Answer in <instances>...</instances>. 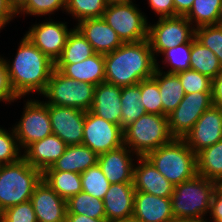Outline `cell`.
<instances>
[{
  "mask_svg": "<svg viewBox=\"0 0 222 222\" xmlns=\"http://www.w3.org/2000/svg\"><path fill=\"white\" fill-rule=\"evenodd\" d=\"M131 222H176L171 197H159L135 191Z\"/></svg>",
  "mask_w": 222,
  "mask_h": 222,
  "instance_id": "cell-17",
  "label": "cell"
},
{
  "mask_svg": "<svg viewBox=\"0 0 222 222\" xmlns=\"http://www.w3.org/2000/svg\"><path fill=\"white\" fill-rule=\"evenodd\" d=\"M3 27L5 26L0 22V30H2Z\"/></svg>",
  "mask_w": 222,
  "mask_h": 222,
  "instance_id": "cell-55",
  "label": "cell"
},
{
  "mask_svg": "<svg viewBox=\"0 0 222 222\" xmlns=\"http://www.w3.org/2000/svg\"><path fill=\"white\" fill-rule=\"evenodd\" d=\"M68 30L66 22H54L51 19V21L31 26L25 36L56 63L63 53L67 37L72 29Z\"/></svg>",
  "mask_w": 222,
  "mask_h": 222,
  "instance_id": "cell-13",
  "label": "cell"
},
{
  "mask_svg": "<svg viewBox=\"0 0 222 222\" xmlns=\"http://www.w3.org/2000/svg\"><path fill=\"white\" fill-rule=\"evenodd\" d=\"M28 0H9L11 7L17 13L26 3Z\"/></svg>",
  "mask_w": 222,
  "mask_h": 222,
  "instance_id": "cell-50",
  "label": "cell"
},
{
  "mask_svg": "<svg viewBox=\"0 0 222 222\" xmlns=\"http://www.w3.org/2000/svg\"><path fill=\"white\" fill-rule=\"evenodd\" d=\"M52 132L66 145L82 144L86 112L77 108L48 105Z\"/></svg>",
  "mask_w": 222,
  "mask_h": 222,
  "instance_id": "cell-14",
  "label": "cell"
},
{
  "mask_svg": "<svg viewBox=\"0 0 222 222\" xmlns=\"http://www.w3.org/2000/svg\"><path fill=\"white\" fill-rule=\"evenodd\" d=\"M92 45L75 27L69 33L61 57L55 64H76L94 55Z\"/></svg>",
  "mask_w": 222,
  "mask_h": 222,
  "instance_id": "cell-29",
  "label": "cell"
},
{
  "mask_svg": "<svg viewBox=\"0 0 222 222\" xmlns=\"http://www.w3.org/2000/svg\"><path fill=\"white\" fill-rule=\"evenodd\" d=\"M24 109L20 121L13 127L20 149L53 134L48 104L28 99Z\"/></svg>",
  "mask_w": 222,
  "mask_h": 222,
  "instance_id": "cell-10",
  "label": "cell"
},
{
  "mask_svg": "<svg viewBox=\"0 0 222 222\" xmlns=\"http://www.w3.org/2000/svg\"><path fill=\"white\" fill-rule=\"evenodd\" d=\"M192 48V40L188 43L172 47L165 50L164 62L171 66L167 73H178L190 69V54Z\"/></svg>",
  "mask_w": 222,
  "mask_h": 222,
  "instance_id": "cell-37",
  "label": "cell"
},
{
  "mask_svg": "<svg viewBox=\"0 0 222 222\" xmlns=\"http://www.w3.org/2000/svg\"><path fill=\"white\" fill-rule=\"evenodd\" d=\"M95 85L79 82L53 69L45 90L41 93L49 100L44 103L62 107H72L89 111L94 97Z\"/></svg>",
  "mask_w": 222,
  "mask_h": 222,
  "instance_id": "cell-7",
  "label": "cell"
},
{
  "mask_svg": "<svg viewBox=\"0 0 222 222\" xmlns=\"http://www.w3.org/2000/svg\"><path fill=\"white\" fill-rule=\"evenodd\" d=\"M9 133L0 127V164H12L22 158L14 128Z\"/></svg>",
  "mask_w": 222,
  "mask_h": 222,
  "instance_id": "cell-40",
  "label": "cell"
},
{
  "mask_svg": "<svg viewBox=\"0 0 222 222\" xmlns=\"http://www.w3.org/2000/svg\"><path fill=\"white\" fill-rule=\"evenodd\" d=\"M66 222H108L106 219L90 218L86 215L67 213Z\"/></svg>",
  "mask_w": 222,
  "mask_h": 222,
  "instance_id": "cell-49",
  "label": "cell"
},
{
  "mask_svg": "<svg viewBox=\"0 0 222 222\" xmlns=\"http://www.w3.org/2000/svg\"><path fill=\"white\" fill-rule=\"evenodd\" d=\"M5 62L12 88L20 98L35 91L41 94L55 68V63L25 35L12 64L6 59Z\"/></svg>",
  "mask_w": 222,
  "mask_h": 222,
  "instance_id": "cell-2",
  "label": "cell"
},
{
  "mask_svg": "<svg viewBox=\"0 0 222 222\" xmlns=\"http://www.w3.org/2000/svg\"><path fill=\"white\" fill-rule=\"evenodd\" d=\"M195 37V27L185 16L163 17L148 25L147 40L155 56L165 50L188 43Z\"/></svg>",
  "mask_w": 222,
  "mask_h": 222,
  "instance_id": "cell-9",
  "label": "cell"
},
{
  "mask_svg": "<svg viewBox=\"0 0 222 222\" xmlns=\"http://www.w3.org/2000/svg\"><path fill=\"white\" fill-rule=\"evenodd\" d=\"M82 144L97 155L115 150L123 145V129L86 111Z\"/></svg>",
  "mask_w": 222,
  "mask_h": 222,
  "instance_id": "cell-12",
  "label": "cell"
},
{
  "mask_svg": "<svg viewBox=\"0 0 222 222\" xmlns=\"http://www.w3.org/2000/svg\"><path fill=\"white\" fill-rule=\"evenodd\" d=\"M66 0H28V2L17 12V15H46L53 14L58 9L65 10ZM53 12V13H52Z\"/></svg>",
  "mask_w": 222,
  "mask_h": 222,
  "instance_id": "cell-41",
  "label": "cell"
},
{
  "mask_svg": "<svg viewBox=\"0 0 222 222\" xmlns=\"http://www.w3.org/2000/svg\"><path fill=\"white\" fill-rule=\"evenodd\" d=\"M135 188L133 183L110 184L103 204L108 222H131Z\"/></svg>",
  "mask_w": 222,
  "mask_h": 222,
  "instance_id": "cell-18",
  "label": "cell"
},
{
  "mask_svg": "<svg viewBox=\"0 0 222 222\" xmlns=\"http://www.w3.org/2000/svg\"><path fill=\"white\" fill-rule=\"evenodd\" d=\"M212 105V93L185 94L177 108L167 116L170 134L174 138H184Z\"/></svg>",
  "mask_w": 222,
  "mask_h": 222,
  "instance_id": "cell-11",
  "label": "cell"
},
{
  "mask_svg": "<svg viewBox=\"0 0 222 222\" xmlns=\"http://www.w3.org/2000/svg\"><path fill=\"white\" fill-rule=\"evenodd\" d=\"M216 188L222 193V176L216 181Z\"/></svg>",
  "mask_w": 222,
  "mask_h": 222,
  "instance_id": "cell-54",
  "label": "cell"
},
{
  "mask_svg": "<svg viewBox=\"0 0 222 222\" xmlns=\"http://www.w3.org/2000/svg\"><path fill=\"white\" fill-rule=\"evenodd\" d=\"M42 179L65 200L82 191L80 173L68 171H43Z\"/></svg>",
  "mask_w": 222,
  "mask_h": 222,
  "instance_id": "cell-28",
  "label": "cell"
},
{
  "mask_svg": "<svg viewBox=\"0 0 222 222\" xmlns=\"http://www.w3.org/2000/svg\"><path fill=\"white\" fill-rule=\"evenodd\" d=\"M222 0H194L185 17L195 26L217 25Z\"/></svg>",
  "mask_w": 222,
  "mask_h": 222,
  "instance_id": "cell-33",
  "label": "cell"
},
{
  "mask_svg": "<svg viewBox=\"0 0 222 222\" xmlns=\"http://www.w3.org/2000/svg\"><path fill=\"white\" fill-rule=\"evenodd\" d=\"M156 63L153 78L157 81L162 101V115H169L177 108L185 96L179 76L176 73L161 72ZM163 75V76H162Z\"/></svg>",
  "mask_w": 222,
  "mask_h": 222,
  "instance_id": "cell-26",
  "label": "cell"
},
{
  "mask_svg": "<svg viewBox=\"0 0 222 222\" xmlns=\"http://www.w3.org/2000/svg\"><path fill=\"white\" fill-rule=\"evenodd\" d=\"M98 155L84 144L67 145L63 155L44 171H68L83 173L95 166Z\"/></svg>",
  "mask_w": 222,
  "mask_h": 222,
  "instance_id": "cell-25",
  "label": "cell"
},
{
  "mask_svg": "<svg viewBox=\"0 0 222 222\" xmlns=\"http://www.w3.org/2000/svg\"><path fill=\"white\" fill-rule=\"evenodd\" d=\"M183 139L195 154L222 140V108L212 105L205 110Z\"/></svg>",
  "mask_w": 222,
  "mask_h": 222,
  "instance_id": "cell-15",
  "label": "cell"
},
{
  "mask_svg": "<svg viewBox=\"0 0 222 222\" xmlns=\"http://www.w3.org/2000/svg\"><path fill=\"white\" fill-rule=\"evenodd\" d=\"M173 138L167 115L146 113L123 129V145L130 148L133 154L136 153V158L145 157Z\"/></svg>",
  "mask_w": 222,
  "mask_h": 222,
  "instance_id": "cell-6",
  "label": "cell"
},
{
  "mask_svg": "<svg viewBox=\"0 0 222 222\" xmlns=\"http://www.w3.org/2000/svg\"><path fill=\"white\" fill-rule=\"evenodd\" d=\"M122 87L102 82L95 86L90 112L121 127Z\"/></svg>",
  "mask_w": 222,
  "mask_h": 222,
  "instance_id": "cell-22",
  "label": "cell"
},
{
  "mask_svg": "<svg viewBox=\"0 0 222 222\" xmlns=\"http://www.w3.org/2000/svg\"><path fill=\"white\" fill-rule=\"evenodd\" d=\"M197 174L212 181L222 176V140L196 154Z\"/></svg>",
  "mask_w": 222,
  "mask_h": 222,
  "instance_id": "cell-30",
  "label": "cell"
},
{
  "mask_svg": "<svg viewBox=\"0 0 222 222\" xmlns=\"http://www.w3.org/2000/svg\"><path fill=\"white\" fill-rule=\"evenodd\" d=\"M106 1H107L108 5L133 3L132 0H106Z\"/></svg>",
  "mask_w": 222,
  "mask_h": 222,
  "instance_id": "cell-52",
  "label": "cell"
},
{
  "mask_svg": "<svg viewBox=\"0 0 222 222\" xmlns=\"http://www.w3.org/2000/svg\"><path fill=\"white\" fill-rule=\"evenodd\" d=\"M67 145L55 134L30 144L22 157L34 168L43 172L65 152Z\"/></svg>",
  "mask_w": 222,
  "mask_h": 222,
  "instance_id": "cell-23",
  "label": "cell"
},
{
  "mask_svg": "<svg viewBox=\"0 0 222 222\" xmlns=\"http://www.w3.org/2000/svg\"><path fill=\"white\" fill-rule=\"evenodd\" d=\"M141 101L146 113L162 115V101L157 81L151 77L140 82Z\"/></svg>",
  "mask_w": 222,
  "mask_h": 222,
  "instance_id": "cell-36",
  "label": "cell"
},
{
  "mask_svg": "<svg viewBox=\"0 0 222 222\" xmlns=\"http://www.w3.org/2000/svg\"><path fill=\"white\" fill-rule=\"evenodd\" d=\"M0 222H5V221L1 218V216H0Z\"/></svg>",
  "mask_w": 222,
  "mask_h": 222,
  "instance_id": "cell-56",
  "label": "cell"
},
{
  "mask_svg": "<svg viewBox=\"0 0 222 222\" xmlns=\"http://www.w3.org/2000/svg\"><path fill=\"white\" fill-rule=\"evenodd\" d=\"M204 219H205L204 217H200V218H185V219L179 220L178 222H208L207 219L206 220H204Z\"/></svg>",
  "mask_w": 222,
  "mask_h": 222,
  "instance_id": "cell-51",
  "label": "cell"
},
{
  "mask_svg": "<svg viewBox=\"0 0 222 222\" xmlns=\"http://www.w3.org/2000/svg\"><path fill=\"white\" fill-rule=\"evenodd\" d=\"M134 3L110 4L102 18L115 30L123 43H135L148 37L147 17Z\"/></svg>",
  "mask_w": 222,
  "mask_h": 222,
  "instance_id": "cell-8",
  "label": "cell"
},
{
  "mask_svg": "<svg viewBox=\"0 0 222 222\" xmlns=\"http://www.w3.org/2000/svg\"><path fill=\"white\" fill-rule=\"evenodd\" d=\"M108 3L106 0H66L65 11L78 19L102 18Z\"/></svg>",
  "mask_w": 222,
  "mask_h": 222,
  "instance_id": "cell-34",
  "label": "cell"
},
{
  "mask_svg": "<svg viewBox=\"0 0 222 222\" xmlns=\"http://www.w3.org/2000/svg\"><path fill=\"white\" fill-rule=\"evenodd\" d=\"M194 0H173L175 16H185L191 9Z\"/></svg>",
  "mask_w": 222,
  "mask_h": 222,
  "instance_id": "cell-48",
  "label": "cell"
},
{
  "mask_svg": "<svg viewBox=\"0 0 222 222\" xmlns=\"http://www.w3.org/2000/svg\"><path fill=\"white\" fill-rule=\"evenodd\" d=\"M149 6L160 18L175 16V6L173 0H148Z\"/></svg>",
  "mask_w": 222,
  "mask_h": 222,
  "instance_id": "cell-44",
  "label": "cell"
},
{
  "mask_svg": "<svg viewBox=\"0 0 222 222\" xmlns=\"http://www.w3.org/2000/svg\"><path fill=\"white\" fill-rule=\"evenodd\" d=\"M81 182L82 191L102 200L110 187L109 180L98 164L81 173Z\"/></svg>",
  "mask_w": 222,
  "mask_h": 222,
  "instance_id": "cell-35",
  "label": "cell"
},
{
  "mask_svg": "<svg viewBox=\"0 0 222 222\" xmlns=\"http://www.w3.org/2000/svg\"><path fill=\"white\" fill-rule=\"evenodd\" d=\"M190 69L206 75L212 80L222 72V65L217 56L195 37L192 39Z\"/></svg>",
  "mask_w": 222,
  "mask_h": 222,
  "instance_id": "cell-27",
  "label": "cell"
},
{
  "mask_svg": "<svg viewBox=\"0 0 222 222\" xmlns=\"http://www.w3.org/2000/svg\"><path fill=\"white\" fill-rule=\"evenodd\" d=\"M126 145L98 155L97 164L109 180L114 183H133L134 163L131 150Z\"/></svg>",
  "mask_w": 222,
  "mask_h": 222,
  "instance_id": "cell-19",
  "label": "cell"
},
{
  "mask_svg": "<svg viewBox=\"0 0 222 222\" xmlns=\"http://www.w3.org/2000/svg\"><path fill=\"white\" fill-rule=\"evenodd\" d=\"M145 157L174 186L197 175L196 154L183 138H173Z\"/></svg>",
  "mask_w": 222,
  "mask_h": 222,
  "instance_id": "cell-3",
  "label": "cell"
},
{
  "mask_svg": "<svg viewBox=\"0 0 222 222\" xmlns=\"http://www.w3.org/2000/svg\"><path fill=\"white\" fill-rule=\"evenodd\" d=\"M213 105L222 108V72L212 80Z\"/></svg>",
  "mask_w": 222,
  "mask_h": 222,
  "instance_id": "cell-47",
  "label": "cell"
},
{
  "mask_svg": "<svg viewBox=\"0 0 222 222\" xmlns=\"http://www.w3.org/2000/svg\"><path fill=\"white\" fill-rule=\"evenodd\" d=\"M217 25H221L222 26V3H221V6H220V10H219V16H218V19H217Z\"/></svg>",
  "mask_w": 222,
  "mask_h": 222,
  "instance_id": "cell-53",
  "label": "cell"
},
{
  "mask_svg": "<svg viewBox=\"0 0 222 222\" xmlns=\"http://www.w3.org/2000/svg\"><path fill=\"white\" fill-rule=\"evenodd\" d=\"M55 69L79 82H87L95 86L105 82L104 54L95 53L76 64H55Z\"/></svg>",
  "mask_w": 222,
  "mask_h": 222,
  "instance_id": "cell-24",
  "label": "cell"
},
{
  "mask_svg": "<svg viewBox=\"0 0 222 222\" xmlns=\"http://www.w3.org/2000/svg\"><path fill=\"white\" fill-rule=\"evenodd\" d=\"M30 202L38 222H66V200L43 179L35 186Z\"/></svg>",
  "mask_w": 222,
  "mask_h": 222,
  "instance_id": "cell-16",
  "label": "cell"
},
{
  "mask_svg": "<svg viewBox=\"0 0 222 222\" xmlns=\"http://www.w3.org/2000/svg\"><path fill=\"white\" fill-rule=\"evenodd\" d=\"M42 172L32 167L23 157L0 168V213L5 209L30 201Z\"/></svg>",
  "mask_w": 222,
  "mask_h": 222,
  "instance_id": "cell-5",
  "label": "cell"
},
{
  "mask_svg": "<svg viewBox=\"0 0 222 222\" xmlns=\"http://www.w3.org/2000/svg\"><path fill=\"white\" fill-rule=\"evenodd\" d=\"M179 76L185 94L196 92L212 93V79L195 70L189 69L176 73Z\"/></svg>",
  "mask_w": 222,
  "mask_h": 222,
  "instance_id": "cell-39",
  "label": "cell"
},
{
  "mask_svg": "<svg viewBox=\"0 0 222 222\" xmlns=\"http://www.w3.org/2000/svg\"><path fill=\"white\" fill-rule=\"evenodd\" d=\"M195 38L210 49L222 65V26L205 25L195 28Z\"/></svg>",
  "mask_w": 222,
  "mask_h": 222,
  "instance_id": "cell-38",
  "label": "cell"
},
{
  "mask_svg": "<svg viewBox=\"0 0 222 222\" xmlns=\"http://www.w3.org/2000/svg\"><path fill=\"white\" fill-rule=\"evenodd\" d=\"M212 222H222V193L216 188L210 206Z\"/></svg>",
  "mask_w": 222,
  "mask_h": 222,
  "instance_id": "cell-45",
  "label": "cell"
},
{
  "mask_svg": "<svg viewBox=\"0 0 222 222\" xmlns=\"http://www.w3.org/2000/svg\"><path fill=\"white\" fill-rule=\"evenodd\" d=\"M75 26L92 45L95 53L107 54L119 48L123 42L103 18L85 19Z\"/></svg>",
  "mask_w": 222,
  "mask_h": 222,
  "instance_id": "cell-20",
  "label": "cell"
},
{
  "mask_svg": "<svg viewBox=\"0 0 222 222\" xmlns=\"http://www.w3.org/2000/svg\"><path fill=\"white\" fill-rule=\"evenodd\" d=\"M140 82L135 85L122 87L121 91V128L124 129L134 121L138 120L141 116L146 114L141 101Z\"/></svg>",
  "mask_w": 222,
  "mask_h": 222,
  "instance_id": "cell-31",
  "label": "cell"
},
{
  "mask_svg": "<svg viewBox=\"0 0 222 222\" xmlns=\"http://www.w3.org/2000/svg\"><path fill=\"white\" fill-rule=\"evenodd\" d=\"M137 160L139 164L134 165L133 175L135 191L159 197H171L174 185L146 157H138Z\"/></svg>",
  "mask_w": 222,
  "mask_h": 222,
  "instance_id": "cell-21",
  "label": "cell"
},
{
  "mask_svg": "<svg viewBox=\"0 0 222 222\" xmlns=\"http://www.w3.org/2000/svg\"><path fill=\"white\" fill-rule=\"evenodd\" d=\"M67 213L86 215L90 218L106 219L103 200L81 191L66 200Z\"/></svg>",
  "mask_w": 222,
  "mask_h": 222,
  "instance_id": "cell-32",
  "label": "cell"
},
{
  "mask_svg": "<svg viewBox=\"0 0 222 222\" xmlns=\"http://www.w3.org/2000/svg\"><path fill=\"white\" fill-rule=\"evenodd\" d=\"M156 58L147 39L123 43L104 55L105 82L126 87L151 78L156 71Z\"/></svg>",
  "mask_w": 222,
  "mask_h": 222,
  "instance_id": "cell-1",
  "label": "cell"
},
{
  "mask_svg": "<svg viewBox=\"0 0 222 222\" xmlns=\"http://www.w3.org/2000/svg\"><path fill=\"white\" fill-rule=\"evenodd\" d=\"M0 216L5 222H38L30 201L11 206Z\"/></svg>",
  "mask_w": 222,
  "mask_h": 222,
  "instance_id": "cell-42",
  "label": "cell"
},
{
  "mask_svg": "<svg viewBox=\"0 0 222 222\" xmlns=\"http://www.w3.org/2000/svg\"><path fill=\"white\" fill-rule=\"evenodd\" d=\"M216 181L196 175L175 185L171 195L172 214L178 222L185 218H200L210 213Z\"/></svg>",
  "mask_w": 222,
  "mask_h": 222,
  "instance_id": "cell-4",
  "label": "cell"
},
{
  "mask_svg": "<svg viewBox=\"0 0 222 222\" xmlns=\"http://www.w3.org/2000/svg\"><path fill=\"white\" fill-rule=\"evenodd\" d=\"M20 97L13 90L5 59L0 57V101L13 102Z\"/></svg>",
  "mask_w": 222,
  "mask_h": 222,
  "instance_id": "cell-43",
  "label": "cell"
},
{
  "mask_svg": "<svg viewBox=\"0 0 222 222\" xmlns=\"http://www.w3.org/2000/svg\"><path fill=\"white\" fill-rule=\"evenodd\" d=\"M14 15L16 17L17 13L11 7L9 0H0V22L5 26L13 20Z\"/></svg>",
  "mask_w": 222,
  "mask_h": 222,
  "instance_id": "cell-46",
  "label": "cell"
}]
</instances>
